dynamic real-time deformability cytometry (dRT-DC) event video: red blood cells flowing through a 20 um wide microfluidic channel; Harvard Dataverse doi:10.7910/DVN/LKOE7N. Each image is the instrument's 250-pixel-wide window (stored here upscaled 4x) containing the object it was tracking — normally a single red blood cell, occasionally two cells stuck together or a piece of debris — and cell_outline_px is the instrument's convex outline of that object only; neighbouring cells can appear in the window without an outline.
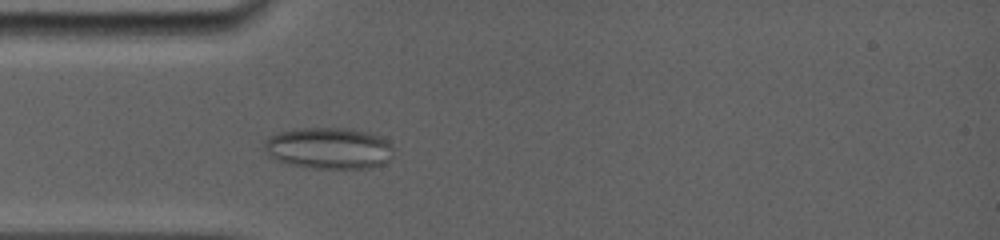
{"species": "common noctule bat (a hibernating species)", "species_latin": "Nyctalus noctula", "temperature_condition": "room temperature", "stored_images_in_passage": 6, "camera_frame_rate_fps": 5000, "um_per_image_px": 0.085, "animal": {"sex": "female", "body_mass_g": 19.0, "forearm_length_mm": 56.7}, "frame": {"image": 1, "passage_image": 5, "time_ms": 4.4, "image_size_px": [1000, 240], "cell_outline_px": [[392, 156], [384, 164], [372, 168], [312, 168], [288, 164], [268, 156], [264, 148], [264, 140], [268, 136], [280, 132], [296, 128], [352, 128], [368, 132], [380, 136], [392, 144]], "centroid_in_image_um": [27.95, 12.59], "position_along_channel_um": 57.1, "area_um2": 31.56}}
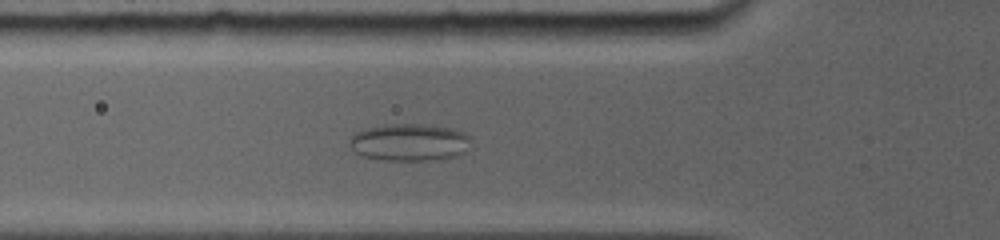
{"frame": {"image": 2, "passage_image": 6, "time_ms": 5.4, "image_size_px": [1000, 240], "cell_outline_px": [[472, 136], [464, 152], [456, 156], [436, 160], [384, 160], [364, 156], [356, 152], [348, 144], [348, 140], [356, 132], [368, 128], [384, 124], [416, 124], [452, 128], [464, 132]], "centroid_in_image_um": [34.8, 12.09], "position_along_channel_um": 91.0, "area_um2": 26.3}}